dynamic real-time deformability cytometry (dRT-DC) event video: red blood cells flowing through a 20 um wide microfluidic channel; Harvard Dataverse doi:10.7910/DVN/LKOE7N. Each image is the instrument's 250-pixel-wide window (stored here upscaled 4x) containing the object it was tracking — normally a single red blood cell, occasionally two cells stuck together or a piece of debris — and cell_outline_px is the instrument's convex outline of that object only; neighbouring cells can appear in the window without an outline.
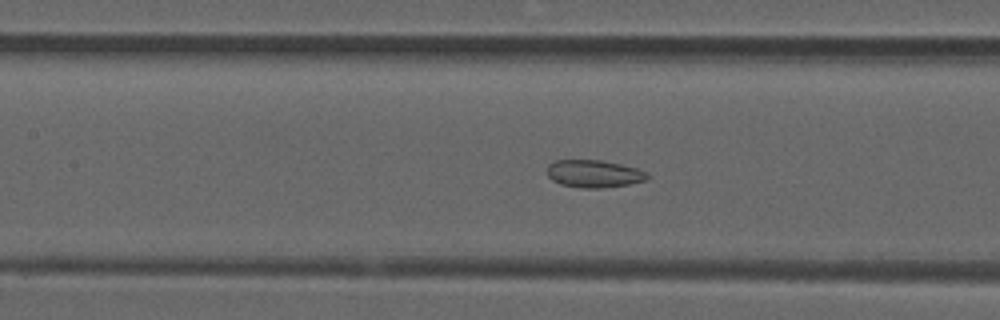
{"species": "common noctule bat (a hibernating species)", "species_latin": "Nyctalus noctula", "temperature_condition": "room temperature", "stored_images_in_passage": 40, "camera_frame_rate_fps": 3000, "um_per_image_px": 0.085, "animal": {"sex": "male", "forearm_length_mm": 52.5}, "frame": {"image": 1, "passage_image": 10, "time_ms": 3.0, "image_size_px": [1000, 320], "cell_outline_px": [[652, 176], [648, 180], [628, 184], [600, 188], [580, 188], [560, 184], [552, 180], [548, 176], [548, 164], [556, 160], [600, 160], [620, 164], [636, 168], [648, 172]], "centroid_in_image_um": [50.52, 14.77], "position_along_channel_um": 156.9, "area_um2": 16.18}}
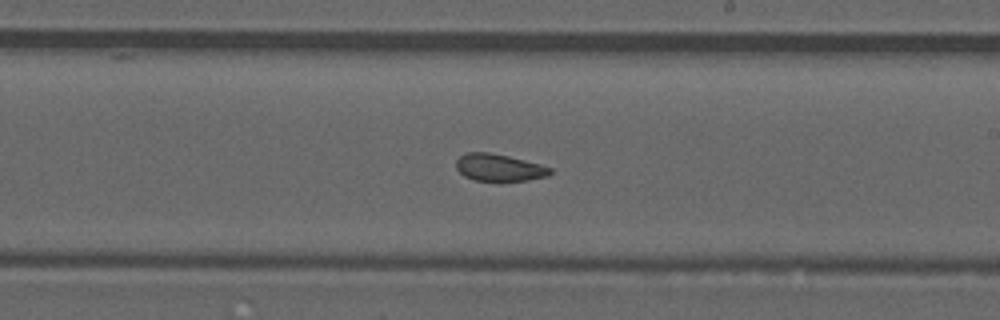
{"frame": {"image": 2, "passage_image": 17, "time_ms": 5.333, "image_size_px": [1000, 320], "cell_outline_px": [[552, 172], [548, 176], [528, 180], [472, 180], [464, 176], [456, 168], [456, 160], [464, 152], [488, 152], [508, 156], [540, 164], [552, 168]], "centroid_in_image_um": [42.4, 14.23], "position_along_channel_um": 246.6, "area_um2": 14.8}}
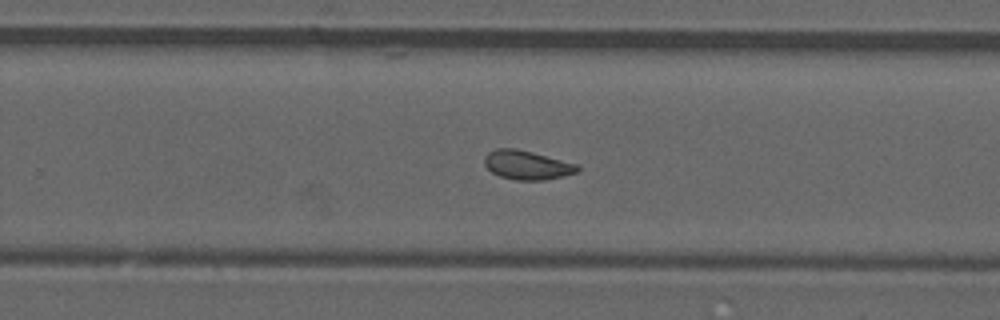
{"frame": {"image": 3, "passage_image": 20, "time_ms": 6.333, "image_size_px": [1000, 320], "cell_outline_px": [[580, 168], [576, 172], [544, 180], [516, 180], [500, 176], [492, 172], [484, 164], [484, 156], [488, 152], [496, 148], [516, 148], [580, 164]], "centroid_in_image_um": [44.79, 14.01], "position_along_channel_um": 285.0, "area_um2": 15.72}, "authors_computed_cell_mechanics": {"area_um2": 15.6349, "velocity_mm_per_s": 3.8516, "shape_relaxation_time_tau1_ms": null, "shape_relaxation_time_tau2_ms": 1.6227, "deformation_change_tau1": null, "deformation_change_tau2": 0.072}}